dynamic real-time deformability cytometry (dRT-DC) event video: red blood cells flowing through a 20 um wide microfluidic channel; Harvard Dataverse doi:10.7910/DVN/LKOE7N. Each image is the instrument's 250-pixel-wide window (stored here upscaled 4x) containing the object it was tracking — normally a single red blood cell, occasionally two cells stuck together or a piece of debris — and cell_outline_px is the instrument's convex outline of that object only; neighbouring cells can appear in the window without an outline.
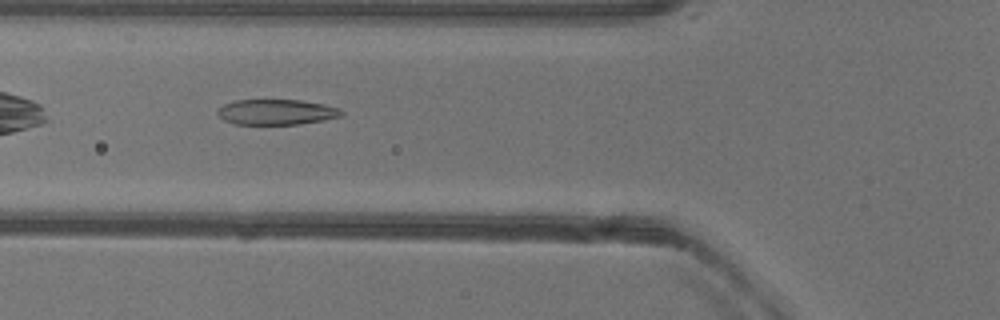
{"species": "common noctule bat (a hibernating species)", "species_latin": "Nyctalus noctula", "temperature_condition": "warm", "stored_images_in_passage": 34, "camera_frame_rate_fps": 3000, "um_per_image_px": 0.085, "animal": {"sex": "female"}, "frame": {"image": 1, "passage_image": 6, "time_ms": 1.667, "image_size_px": [1000, 320], "cell_outline_px": [[344, 112], [340, 116], [324, 120], [300, 124], [232, 124], [224, 120], [216, 112], [224, 104], [236, 100], [300, 100], [324, 104], [340, 108]], "centroid_in_image_um": [23.51, 9.52], "position_along_channel_um": 102.3, "area_um2": 18.32}}
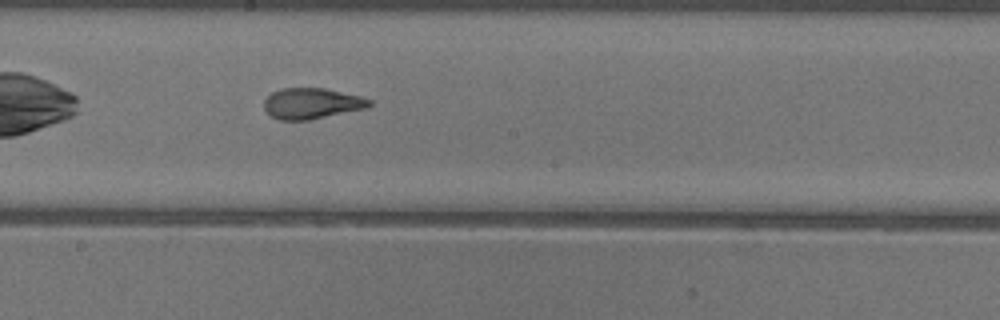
{"frame": {"image": 2, "passage_image": 15, "time_ms": 4.667, "image_size_px": [1000, 320], "cell_outline_px": [[372, 104], [364, 108], [308, 120], [280, 120], [272, 116], [264, 108], [264, 100], [272, 92], [280, 88], [324, 88], [360, 96], [372, 100]], "centroid_in_image_um": [26.47, 8.78], "position_along_channel_um": 221.7, "area_um2": 18.67}}
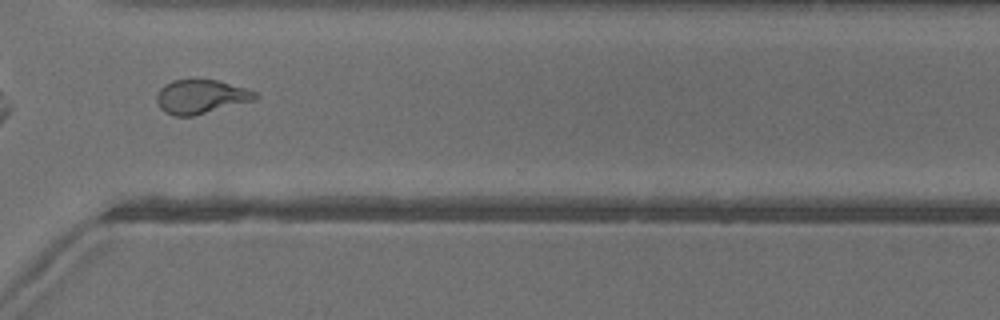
{"frame": {"image": 3, "passage_image": 25, "time_ms": 8.0, "image_size_px": [1000, 320], "cell_outline_px": [[260, 96], [256, 100], [192, 116], [172, 116], [164, 112], [160, 108], [156, 100], [156, 96], [160, 88], [164, 84], [172, 80], [192, 76], [216, 80], [244, 88], [256, 92]], "centroid_in_image_um": [17.04, 8.18], "position_along_channel_um": 353.6, "area_um2": 20.11}, "authors_computed_cell_mechanics": {"area_um2": 19.5364, "velocity_mm_per_s": 3.9675, "shape_relaxation_time_tau1_ms": 6.4626, "shape_relaxation_time_tau2_ms": 1.078, "deformation_change_tau1": 0.2146, "deformation_change_tau2": 0.0752}}